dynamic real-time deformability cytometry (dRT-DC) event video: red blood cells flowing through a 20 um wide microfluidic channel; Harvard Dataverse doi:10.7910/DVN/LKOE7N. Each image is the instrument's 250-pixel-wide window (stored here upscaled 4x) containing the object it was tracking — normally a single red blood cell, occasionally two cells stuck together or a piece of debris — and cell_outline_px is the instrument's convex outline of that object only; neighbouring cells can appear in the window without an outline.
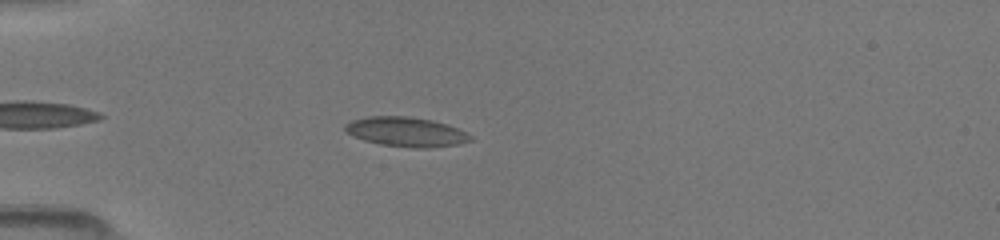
{"species": "common noctule bat (a hibernating species)", "species_latin": "Nyctalus noctula", "temperature_condition": "room temperature", "stored_images_in_passage": 23, "camera_frame_rate_fps": 3000, "um_per_image_px": 0.085, "animal": {"sex": "female", "body_mass_g": 19.5, "forearm_length_mm": 54.1}, "frame": {"image": 1, "passage_image": 8, "time_ms": 2.0, "image_size_px": [1000, 240], "cell_outline_px": [[472, 140], [460, 144], [428, 148], [412, 148], [380, 144], [364, 140], [344, 132], [344, 124], [352, 120], [368, 116], [408, 116], [432, 120], [456, 128], [472, 136]], "centroid_in_image_um": [34.48, 11.21], "position_along_channel_um": 50.5, "area_um2": 21.56}}
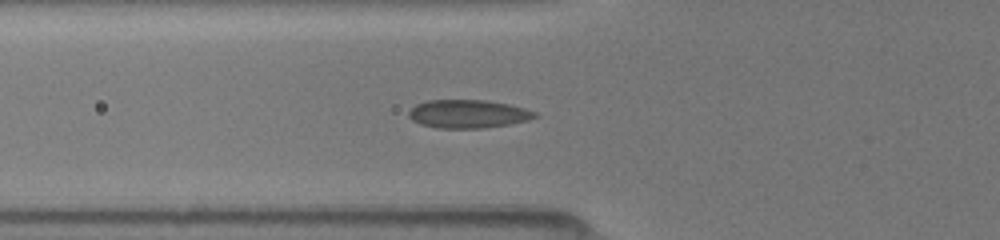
{"frame": {"image": 2, "passage_image": 14, "time_ms": 3.333, "image_size_px": [1000, 240], "cell_outline_px": [[536, 116], [528, 120], [508, 124], [484, 128], [436, 128], [420, 124], [412, 120], [408, 116], [408, 112], [416, 104], [428, 100], [488, 100], [508, 104], [524, 108], [536, 112]], "centroid_in_image_um": [39.75, 9.68], "position_along_channel_um": 86.0, "area_um2": 20.75}}
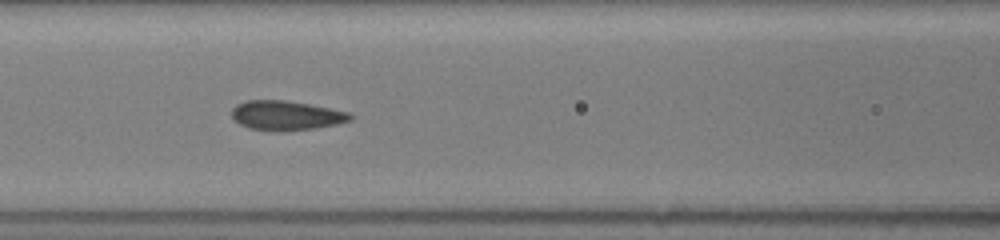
{"frame": {"image": 3, "passage_image": 21, "time_ms": 4.667, "image_size_px": [1000, 240], "cell_outline_px": [[352, 120], [336, 124], [316, 128], [284, 132], [248, 128], [240, 124], [232, 116], [232, 108], [236, 104], [244, 100], [288, 100], [348, 112], [352, 116]], "centroid_in_image_um": [24.3, 9.82], "position_along_channel_um": 142.3, "area_um2": 20.4}}